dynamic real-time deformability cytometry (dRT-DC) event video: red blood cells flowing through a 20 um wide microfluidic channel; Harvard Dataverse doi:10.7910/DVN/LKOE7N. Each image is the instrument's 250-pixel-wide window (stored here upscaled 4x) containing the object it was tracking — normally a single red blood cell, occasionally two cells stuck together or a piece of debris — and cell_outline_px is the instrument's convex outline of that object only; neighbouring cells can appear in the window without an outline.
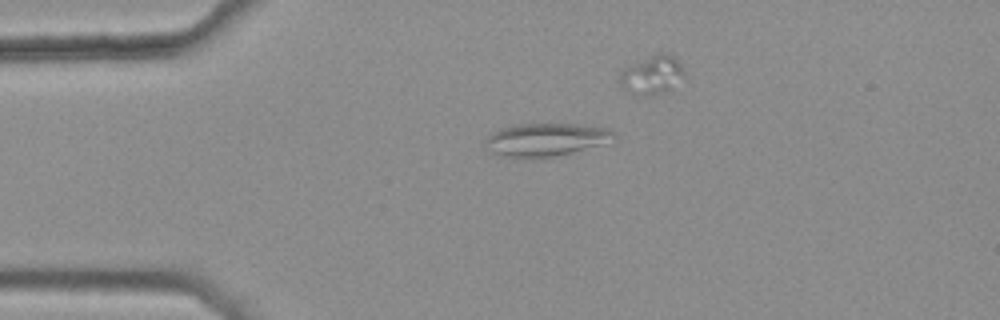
{"species": "common noctule bat (a hibernating species)", "species_latin": "Nyctalus noctula", "temperature_condition": "warm", "stored_images_in_passage": 30, "camera_frame_rate_fps": 3000, "um_per_image_px": 0.085, "animal": {"sex": "female", "body_mass_g": 25.1}, "frame": {"image": 1, "passage_image": 1, "time_ms": 0.0, "image_size_px": [1000, 320], "cell_outline_px": [[620, 136], [616, 140], [572, 152], [556, 156], [508, 156], [492, 152], [484, 140], [492, 132], [500, 128], [516, 124], [572, 124], [608, 128], [616, 132]], "centroid_in_image_um": [46.49, 11.83], "position_along_channel_um": 38.5, "area_um2": 24.28}}
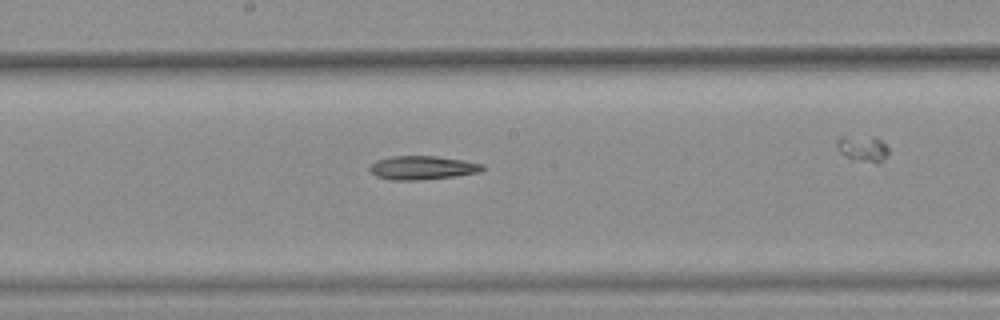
{"frame": {"image": 2, "passage_image": 17, "time_ms": 5.333, "image_size_px": [1000, 320], "cell_outline_px": [[484, 168], [480, 172], [456, 176], [420, 180], [388, 180], [376, 176], [368, 168], [368, 164], [376, 160], [392, 156], [436, 156], [464, 160], [484, 164]], "centroid_in_image_um": [35.87, 14.26], "position_along_channel_um": 212.3, "area_um2": 15.78}}
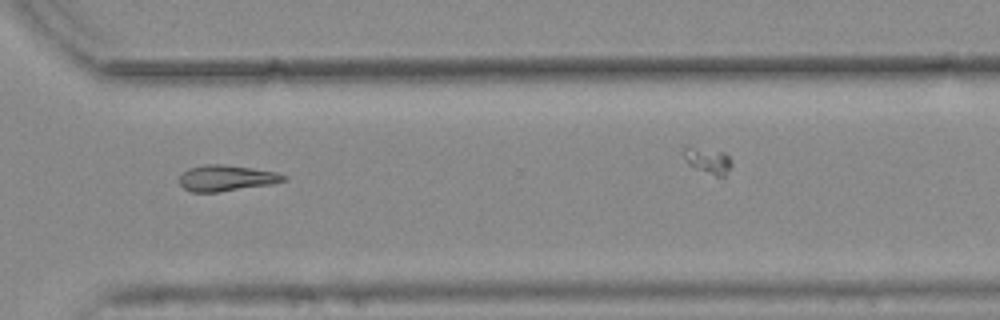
{"frame": {"image": 3, "passage_image": 28, "time_ms": 9.0, "image_size_px": [1000, 320], "cell_outline_px": [[288, 180], [272, 184], [216, 192], [192, 192], [184, 188], [180, 184], [180, 176], [188, 168], [204, 164], [224, 164], [252, 168], [276, 172], [288, 176]], "centroid_in_image_um": [19.27, 15.13], "position_along_channel_um": 351.3, "area_um2": 15.78}}